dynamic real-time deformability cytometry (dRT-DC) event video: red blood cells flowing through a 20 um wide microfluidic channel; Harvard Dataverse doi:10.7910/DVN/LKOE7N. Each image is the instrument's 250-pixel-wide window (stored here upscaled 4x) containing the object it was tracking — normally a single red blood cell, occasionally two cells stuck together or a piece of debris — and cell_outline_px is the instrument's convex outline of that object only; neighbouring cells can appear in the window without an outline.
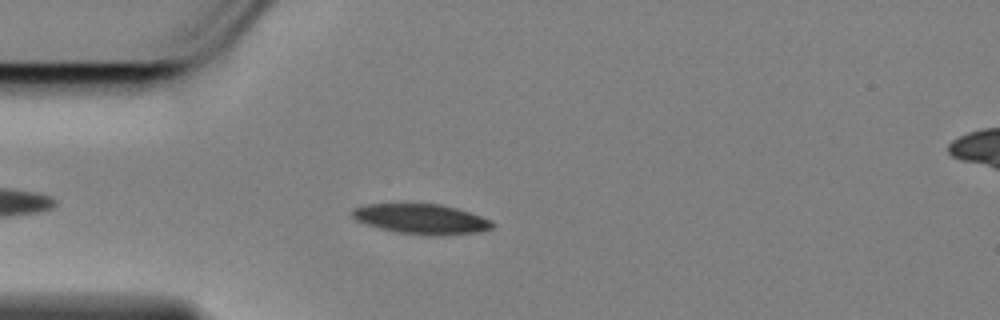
{"species": "Egyptian fruit bat (a non-hibernating species)", "species_latin": "Rousettus aegyptiacus", "temperature_condition": "cold", "stored_images_in_passage": 22, "camera_frame_rate_fps": 3000, "um_per_image_px": 0.085, "animal": {"sex": "female"}, "frame": {"image": 1, "passage_image": 6, "time_ms": 1.667, "image_size_px": [1000, 320], "cell_outline_px": [[496, 224], [492, 228], [480, 232], [444, 236], [420, 236], [396, 232], [380, 228], [356, 220], [352, 216], [352, 208], [364, 204], [440, 204], [456, 208], [492, 220]], "centroid_in_image_um": [35.84, 18.64], "position_along_channel_um": 49.2, "area_um2": 24.8}}
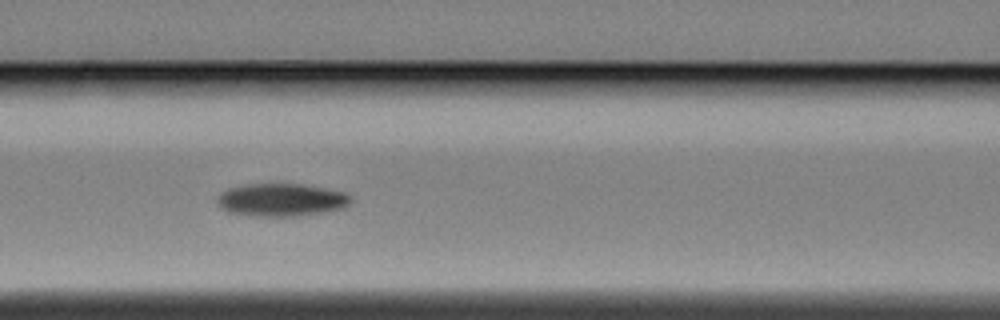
{"frame": {"image": 2, "passage_image": 15, "time_ms": 4.667, "image_size_px": [1000, 320], "cell_outline_px": [[352, 200], [344, 208], [324, 212], [296, 216], [256, 216], [228, 212], [220, 208], [216, 204], [216, 196], [220, 192], [228, 188], [244, 184], [300, 184], [324, 188], [344, 192], [352, 196]], "centroid_in_image_um": [23.87, 16.99], "position_along_channel_um": 142.7, "area_um2": 25.78}}
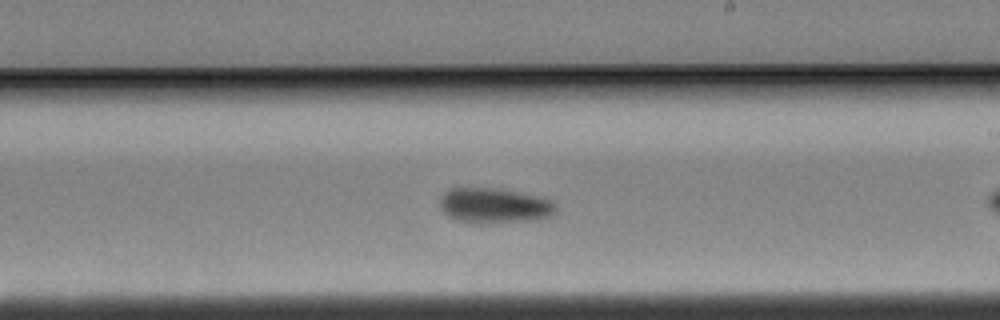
{"frame": {"image": 3, "passage_image": 20, "time_ms": 6.333, "image_size_px": [1000, 320], "cell_outline_px": [[556, 212], [540, 220], [480, 224], [460, 220], [448, 216], [440, 208], [440, 196], [444, 192], [452, 188], [492, 188], [540, 196], [552, 200], [556, 204]], "centroid_in_image_um": [42.04, 17.49], "position_along_channel_um": 247.0, "area_um2": 23.93}}